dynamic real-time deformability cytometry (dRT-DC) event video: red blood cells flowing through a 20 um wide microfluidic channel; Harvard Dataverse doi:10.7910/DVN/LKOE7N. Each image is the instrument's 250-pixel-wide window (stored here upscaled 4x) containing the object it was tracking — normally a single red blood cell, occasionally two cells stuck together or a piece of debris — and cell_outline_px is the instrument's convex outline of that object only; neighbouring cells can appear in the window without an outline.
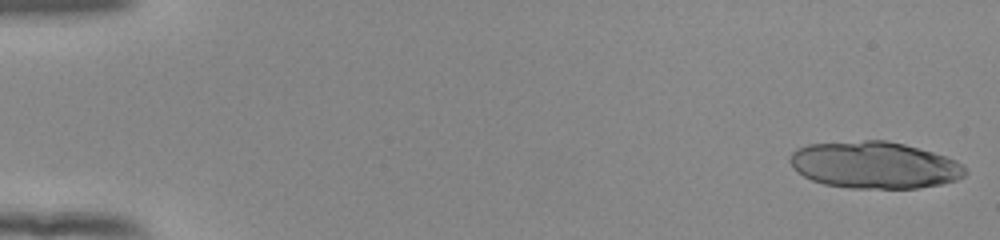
{"species": "human", "species_latin": "Homo sapiens", "temperature_condition": "room temperature", "stored_images_in_passage": 18, "camera_frame_rate_fps": 3000, "um_per_image_px": 0.085, "donor": {"sex": "female"}, "frame": {"image": 1, "passage_image": 1, "time_ms": 0.0, "image_size_px": [1000, 240], "cell_outline_px": [[968, 172], [964, 176], [956, 180], [940, 184], [920, 188], [848, 188], [824, 184], [812, 180], [804, 176], [792, 168], [788, 160], [792, 152], [796, 148], [808, 144], [864, 140], [888, 140], [904, 144], [932, 152], [956, 160], [964, 164]], "centroid_in_image_um": [74.32, 14.03], "position_along_channel_um": 10.7, "area_um2": 48.15}}
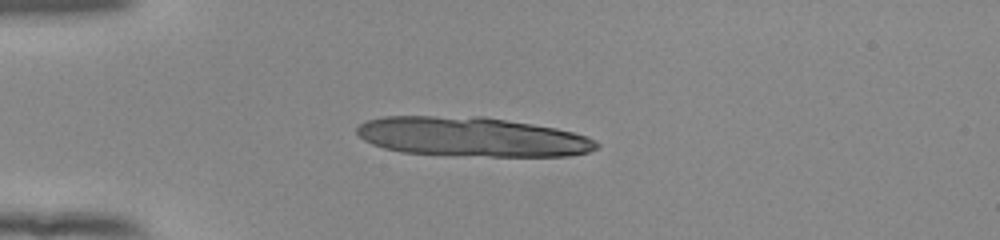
{"frame": {"image": 2, "passage_image": 14, "time_ms": 4.333, "image_size_px": [1000, 240], "cell_outline_px": [[600, 148], [588, 152], [568, 156], [492, 156], [400, 152], [384, 148], [372, 144], [364, 140], [356, 132], [356, 128], [360, 124], [368, 120], [384, 116], [484, 116], [556, 128], [588, 136], [596, 140], [600, 144]], "centroid_in_image_um": [40.15, 11.62], "position_along_channel_um": 44.9, "area_um2": 55.14}}